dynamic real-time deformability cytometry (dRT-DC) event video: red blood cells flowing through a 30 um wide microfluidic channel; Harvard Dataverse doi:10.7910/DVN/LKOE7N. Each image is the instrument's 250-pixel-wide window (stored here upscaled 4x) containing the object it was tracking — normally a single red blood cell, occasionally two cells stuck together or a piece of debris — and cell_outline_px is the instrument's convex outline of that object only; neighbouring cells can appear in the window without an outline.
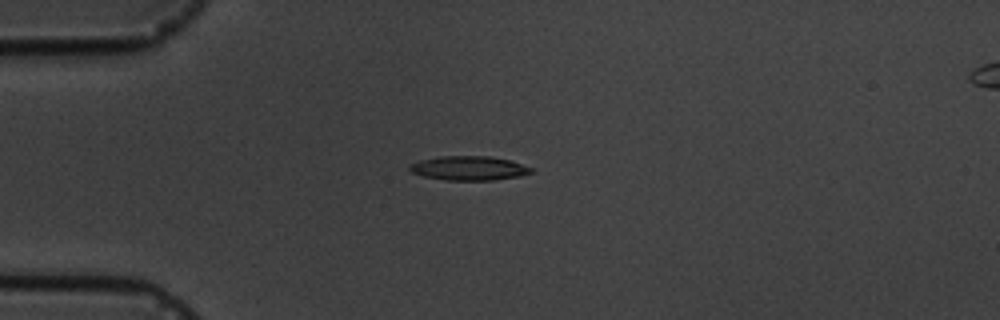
{"species": "common noctule bat (a hibernating species)", "species_latin": "Nyctalus noctula", "temperature_condition": "cold", "stored_images_in_passage": 5, "camera_frame_rate_fps": 3000, "um_per_image_px": 0.085, "animal": {"sex": "male", "body_mass_g": 19.5, "forearm_length_mm": 54.6}, "frame": {"image": 1, "passage_image": 4, "time_ms": 4.333, "image_size_px": [1000, 320], "cell_outline_px": [[532, 172], [520, 176], [492, 180], [448, 180], [424, 176], [412, 172], [408, 168], [408, 164], [420, 160], [440, 156], [488, 156], [512, 160], [532, 168]], "centroid_in_image_um": [39.85, 14.28], "position_along_channel_um": 45.1, "area_um2": 17.11}}